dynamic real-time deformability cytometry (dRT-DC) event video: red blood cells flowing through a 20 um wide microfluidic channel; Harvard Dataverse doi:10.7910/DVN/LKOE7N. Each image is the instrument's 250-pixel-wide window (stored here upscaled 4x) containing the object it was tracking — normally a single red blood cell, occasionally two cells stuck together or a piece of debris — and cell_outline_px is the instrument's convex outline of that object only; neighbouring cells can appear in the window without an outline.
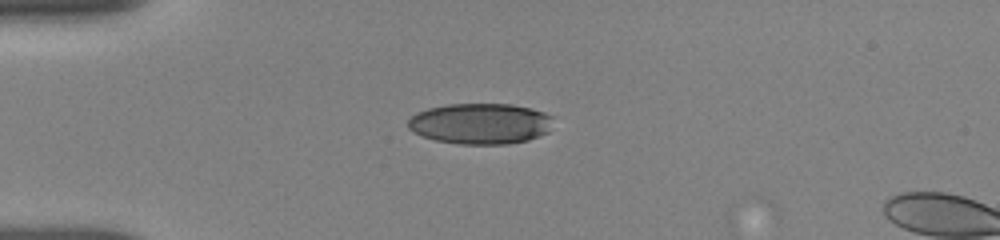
{"species": "human", "species_latin": "Homo sapiens", "temperature_condition": "room temperature", "stored_images_in_passage": 46, "camera_frame_rate_fps": 3000, "um_per_image_px": 0.085, "donor": {"sex": "female"}, "frame": {"image": 1, "passage_image": 1, "time_ms": 0.0, "image_size_px": [1000, 240], "cell_outline_px": [[552, 116], [548, 132], [528, 140], [508, 144], [460, 144], [436, 140], [412, 132], [408, 128], [408, 120], [416, 112], [428, 108], [448, 104], [512, 104], [532, 108], [544, 112]], "centroid_in_image_um": [40.82, 10.5], "position_along_channel_um": 44.2, "area_um2": 34.56}}
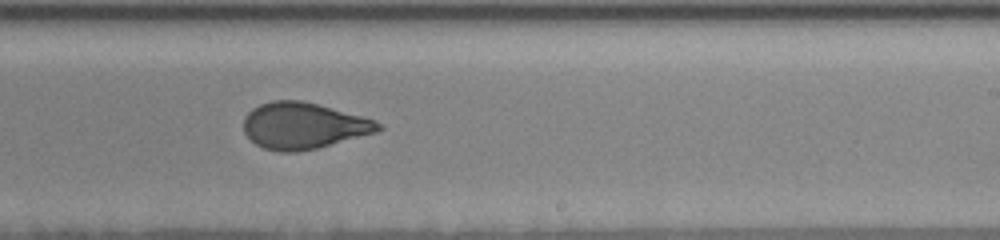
{"frame": {"image": 2, "passage_image": 23, "time_ms": 6.333, "image_size_px": [1000, 240], "cell_outline_px": [[384, 128], [376, 132], [316, 148], [296, 152], [280, 152], [264, 148], [256, 144], [244, 132], [244, 116], [252, 108], [260, 104], [272, 100], [300, 100], [364, 116], [376, 120], [384, 124]], "centroid_in_image_um": [25.8, 10.68], "position_along_channel_um": 263.2, "area_um2": 36.3}}
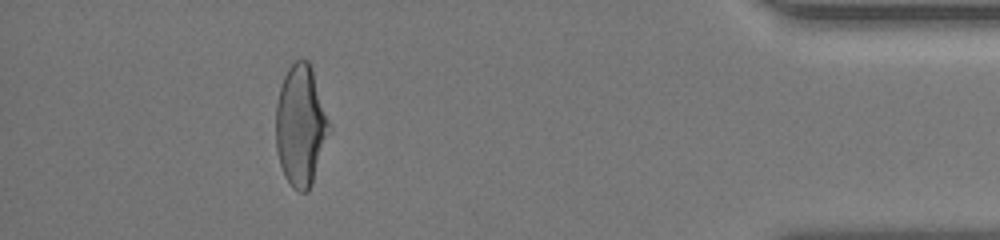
{"frame": {"image": 3, "passage_image": 40, "time_ms": 11.333, "image_size_px": [1000, 240], "cell_outline_px": [[332, 128], [312, 184], [308, 192], [300, 192], [292, 188], [284, 176], [280, 164], [276, 148], [276, 104], [280, 88], [284, 76], [288, 68], [296, 60], [308, 60], [312, 68]], "centroid_in_image_um": [25.57, 10.71], "position_along_channel_um": 409.6, "area_um2": 37.86}, "authors_computed_cell_mechanics": {"area_um2": 37.2232, "velocity_mm_per_s": 3.863, "shape_relaxation_time_tau1_ms": 4.0397, "shape_relaxation_time_tau2_ms": 0.9108, "deformation_change_tau1": 0.1681, "deformation_change_tau2": 0.0706}}